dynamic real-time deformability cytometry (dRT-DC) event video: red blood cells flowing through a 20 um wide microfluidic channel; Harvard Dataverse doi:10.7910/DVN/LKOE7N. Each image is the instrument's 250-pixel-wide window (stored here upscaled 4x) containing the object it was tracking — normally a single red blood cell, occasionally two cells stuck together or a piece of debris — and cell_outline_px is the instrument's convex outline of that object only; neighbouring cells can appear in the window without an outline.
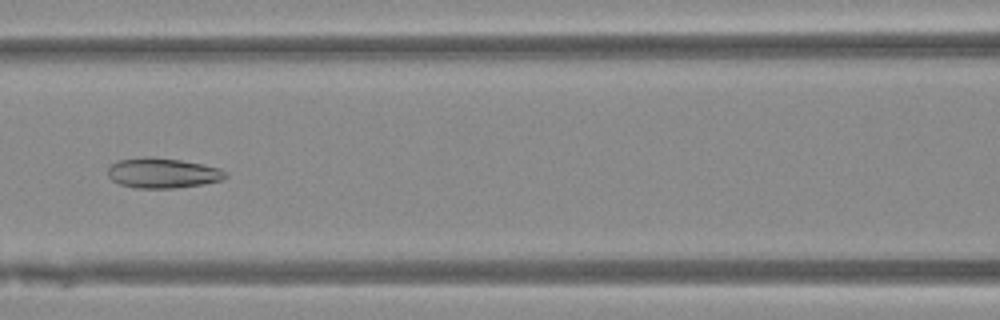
{"species": "Egyptian fruit bat (a non-hibernating species)", "species_latin": "Rousettus aegyptiacus", "temperature_condition": "warm", "stored_images_in_passage": 31, "camera_frame_rate_fps": 3000, "um_per_image_px": 0.085, "animal": {"sex": "female"}, "frame": {"image": 1, "passage_image": 23, "time_ms": 7.333, "image_size_px": [1000, 320], "cell_outline_px": [[228, 176], [220, 180], [204, 184], [176, 188], [132, 188], [120, 184], [112, 180], [108, 176], [108, 168], [116, 160], [144, 156], [148, 156], [180, 160], [220, 168]], "centroid_in_image_um": [13.78, 14.71], "position_along_channel_um": 152.8, "area_um2": 20.69}}
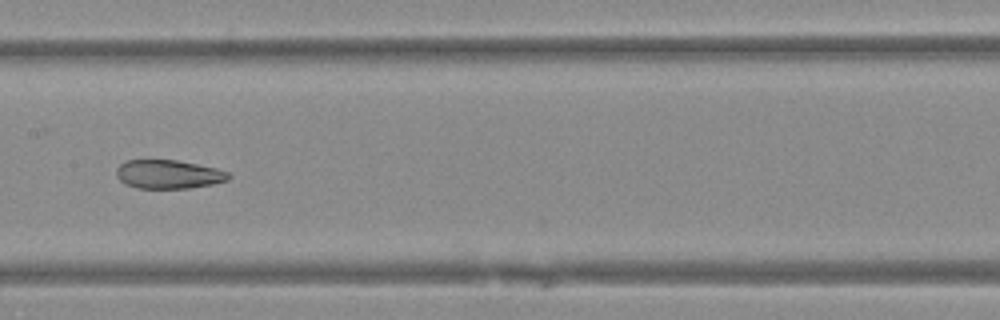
{"frame": {"image": 2, "passage_image": 26, "time_ms": 8.333, "image_size_px": [1000, 320], "cell_outline_px": [[232, 176], [228, 180], [212, 184], [192, 188], [136, 188], [124, 184], [116, 176], [116, 168], [124, 160], [176, 160], [216, 168], [228, 172]], "centroid_in_image_um": [14.3, 14.82], "position_along_channel_um": 193.1, "area_um2": 18.9}}
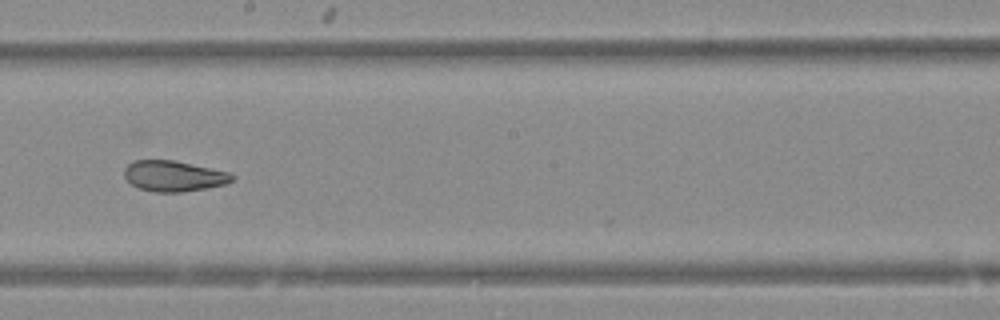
{"frame": {"image": 3, "passage_image": 29, "time_ms": 9.333, "image_size_px": [1000, 320], "cell_outline_px": [[236, 176], [232, 180], [224, 184], [204, 188], [180, 192], [156, 192], [140, 188], [132, 184], [124, 176], [124, 168], [128, 164], [136, 160], [172, 160], [228, 172]], "centroid_in_image_um": [14.74, 14.96], "position_along_channel_um": 233.5, "area_um2": 18.9}}